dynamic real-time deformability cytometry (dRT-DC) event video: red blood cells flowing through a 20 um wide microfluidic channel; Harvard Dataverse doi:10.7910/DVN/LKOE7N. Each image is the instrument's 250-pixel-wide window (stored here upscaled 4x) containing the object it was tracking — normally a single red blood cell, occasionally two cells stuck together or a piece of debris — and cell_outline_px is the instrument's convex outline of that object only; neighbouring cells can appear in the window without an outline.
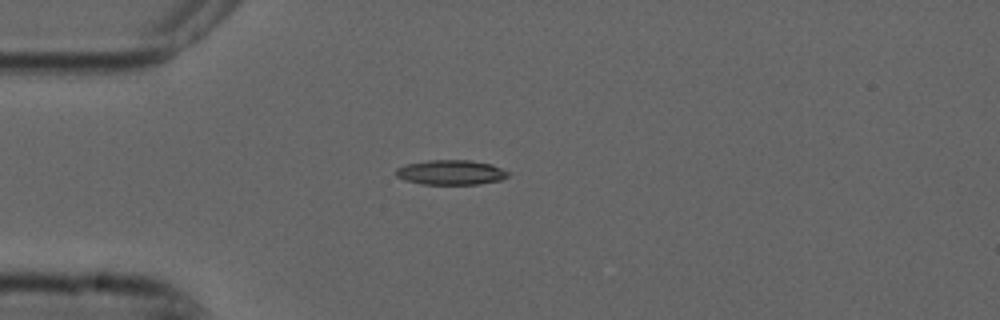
{"species": "common noctule bat (a hibernating species)", "species_latin": "Nyctalus noctula", "temperature_condition": "cold", "stored_images_in_passage": 6, "camera_frame_rate_fps": 3000, "um_per_image_px": 0.085, "animal": {"sex": "male", "forearm_length_mm": 52.5}, "frame": {"image": 1, "passage_image": 3, "time_ms": 0.667, "image_size_px": [1000, 320], "cell_outline_px": [[508, 176], [500, 180], [480, 184], [424, 184], [404, 180], [396, 176], [396, 168], [408, 164], [428, 160], [472, 160], [492, 164], [508, 172]], "centroid_in_image_um": [38.32, 14.65], "position_along_channel_um": 46.7, "area_um2": 16.13}}
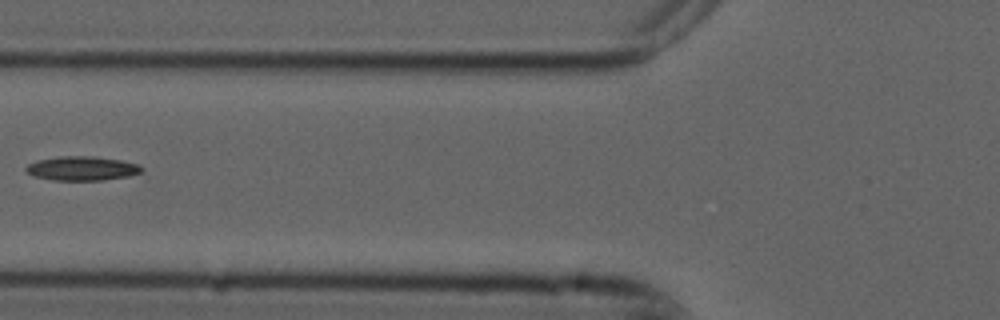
{"frame": {"image": 2, "passage_image": 5, "time_ms": 1.333, "image_size_px": [1000, 320], "cell_outline_px": [[144, 168], [140, 172], [128, 176], [100, 180], [52, 180], [32, 176], [24, 168], [28, 164], [40, 160], [60, 156], [92, 156], [120, 160], [140, 164]], "centroid_in_image_um": [6.97, 14.31], "position_along_channel_um": 118.8, "area_um2": 16.18}}
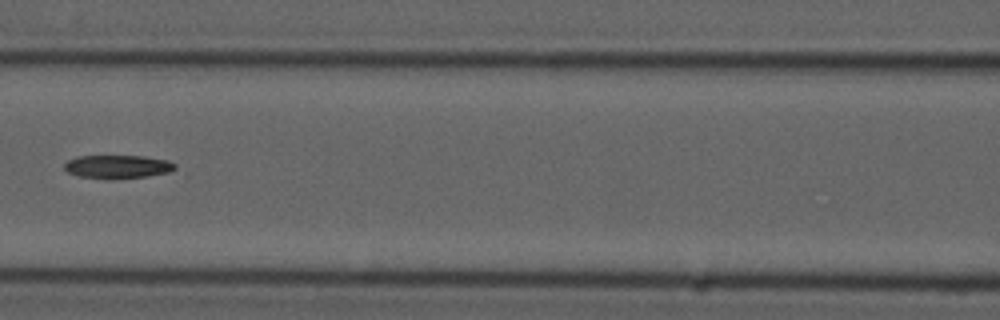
{"frame": {"image": 3, "passage_image": 6, "time_ms": 1.667, "image_size_px": [1000, 320], "cell_outline_px": [[180, 172], [108, 180], [80, 176], [68, 172], [64, 168], [64, 164], [68, 160], [76, 156], [144, 156], [168, 160], [176, 164]], "centroid_in_image_um": [10.09, 14.18], "position_along_channel_um": 156.5, "area_um2": 15.49}}